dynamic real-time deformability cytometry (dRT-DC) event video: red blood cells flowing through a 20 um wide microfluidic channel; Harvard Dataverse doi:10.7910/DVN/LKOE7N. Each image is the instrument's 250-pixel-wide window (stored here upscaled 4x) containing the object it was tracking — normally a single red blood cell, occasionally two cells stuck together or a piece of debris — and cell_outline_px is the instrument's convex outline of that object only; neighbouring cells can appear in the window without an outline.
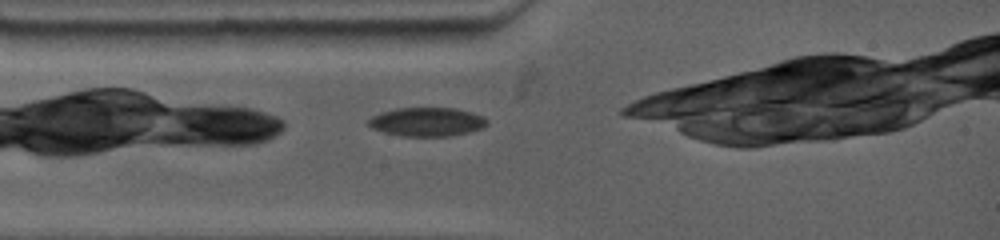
{"species": "common noctule bat (a hibernating species)", "species_latin": "Nyctalus noctula", "temperature_condition": "warm", "stored_images_in_passage": 7, "camera_frame_rate_fps": 4500, "um_per_image_px": 0.085, "animal": {"sex": "female", "body_mass_g": 19.0, "forearm_length_mm": 53.3}, "frame": {"image": 1, "passage_image": 1, "time_ms": 0.0, "image_size_px": [1000, 240], "cell_outline_px": [[488, 124], [484, 128], [468, 132], [448, 136], [404, 136], [384, 132], [372, 128], [364, 124], [372, 116], [380, 112], [396, 108], [456, 108], [472, 112], [484, 116], [488, 120]], "centroid_in_image_um": [36.29, 10.35], "position_along_channel_um": 48.7, "area_um2": 20.11}}
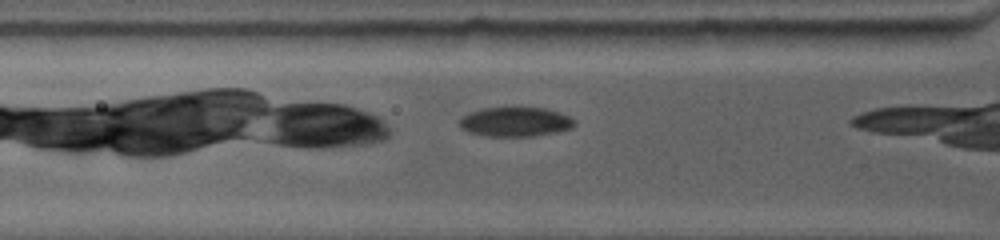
{"frame": {"image": 2, "passage_image": 3, "time_ms": 0.889, "image_size_px": [1000, 240], "cell_outline_px": [[576, 124], [572, 128], [556, 132], [532, 136], [488, 136], [468, 132], [460, 128], [456, 124], [456, 120], [460, 116], [468, 112], [484, 108], [512, 104], [520, 104], [548, 108], [572, 116], [576, 120]], "centroid_in_image_um": [43.78, 10.29], "position_along_channel_um": 82.0, "area_um2": 21.21}}
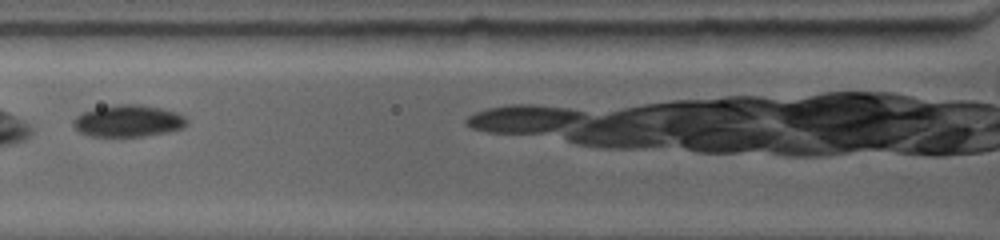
{"frame": {"image": 3, "passage_image": 5, "time_ms": 1.778, "image_size_px": [1000, 240], "cell_outline_px": [[188, 124], [184, 128], [168, 132], [140, 136], [92, 136], [80, 132], [72, 124], [72, 120], [80, 112], [112, 104], [140, 104], [164, 108], [176, 112], [184, 116], [188, 120]], "centroid_in_image_um": [10.91, 10.26], "position_along_channel_um": 114.9, "area_um2": 21.33}}